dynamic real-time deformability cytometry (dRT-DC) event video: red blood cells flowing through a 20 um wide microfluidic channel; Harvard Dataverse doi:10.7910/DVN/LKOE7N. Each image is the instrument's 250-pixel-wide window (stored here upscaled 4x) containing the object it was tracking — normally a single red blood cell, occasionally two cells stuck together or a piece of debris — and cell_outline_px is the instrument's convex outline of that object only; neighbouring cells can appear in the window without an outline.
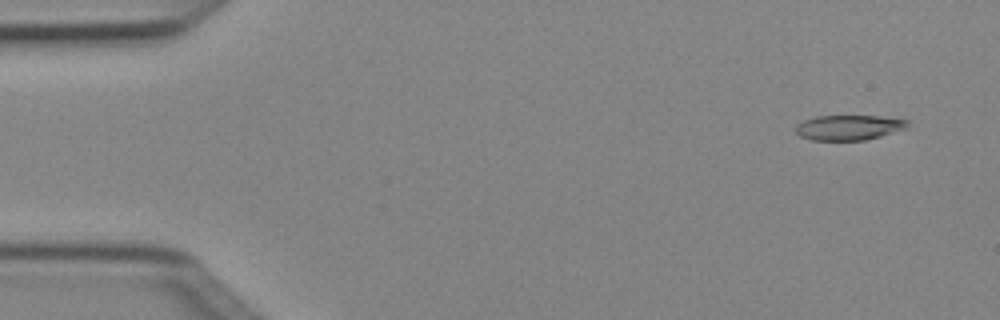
{"species": "Egyptian fruit bat (a non-hibernating species)", "species_latin": "Rousettus aegyptiacus", "temperature_condition": "cold", "stored_images_in_passage": 5, "segment_of_instrument_passage": [1, 2], "camera_frame_rate_fps": 3000, "um_per_image_px": 0.085, "animal": {"sex": "female"}, "frame": {"image": 1, "passage_image": 1, "time_ms": 0.0, "image_size_px": [1000, 320], "cell_outline_px": [[908, 128], [880, 136], [864, 140], [812, 140], [800, 136], [796, 132], [796, 124], [804, 120], [816, 116], [880, 116], [908, 120]], "centroid_in_image_um": [72.15, 10.83], "position_along_channel_um": 12.9, "area_um2": 16.3}}
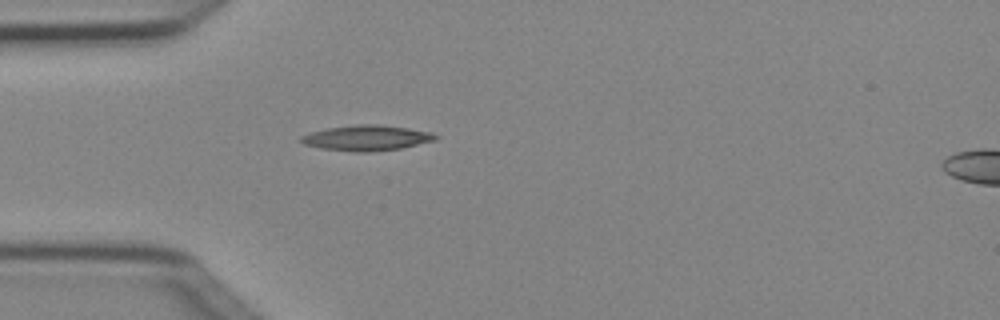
{"frame": {"image": 2, "passage_image": 4, "time_ms": 1.0, "image_size_px": [1000, 320], "cell_outline_px": [[440, 136], [436, 140], [400, 148], [368, 152], [352, 152], [320, 148], [304, 144], [300, 140], [300, 136], [312, 132], [328, 128], [356, 124], [380, 124], [408, 128], [432, 132]], "centroid_in_image_um": [31.18, 11.72], "position_along_channel_um": 53.8, "area_um2": 19.94}}